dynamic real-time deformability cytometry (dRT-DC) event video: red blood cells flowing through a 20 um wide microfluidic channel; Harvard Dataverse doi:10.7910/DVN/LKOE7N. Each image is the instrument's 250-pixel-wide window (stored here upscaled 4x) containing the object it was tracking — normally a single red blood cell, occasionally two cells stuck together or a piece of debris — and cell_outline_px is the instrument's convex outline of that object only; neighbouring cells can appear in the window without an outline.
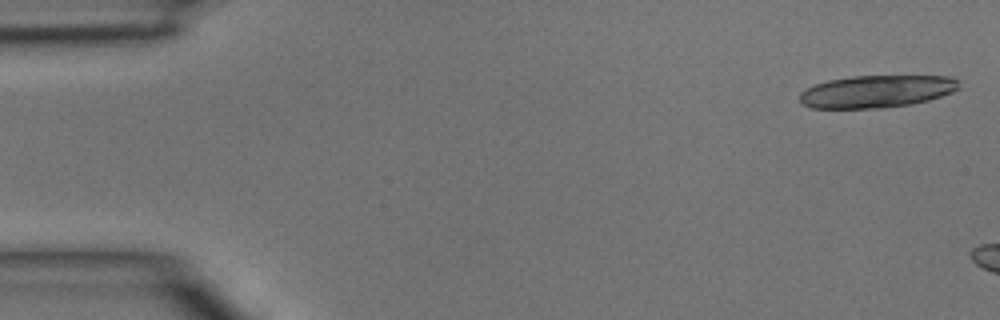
{"species": "common noctule bat (a hibernating species)", "species_latin": "Nyctalus noctula", "temperature_condition": "room temperature", "stored_images_in_passage": 3, "camera_frame_rate_fps": 3000, "um_per_image_px": 0.085, "animal": {"sex": "male", "body_mass_g": 15.6}, "frame": {"image": 1, "passage_image": 1, "time_ms": 0.0, "image_size_px": [1000, 320], "cell_outline_px": [[960, 88], [952, 92], [928, 100], [908, 104], [880, 108], [812, 108], [804, 104], [800, 100], [800, 92], [816, 84], [828, 80], [852, 76], [948, 76], [956, 80]], "centroid_in_image_um": [74.5, 7.77], "position_along_channel_um": 10.5, "area_um2": 29.71}}